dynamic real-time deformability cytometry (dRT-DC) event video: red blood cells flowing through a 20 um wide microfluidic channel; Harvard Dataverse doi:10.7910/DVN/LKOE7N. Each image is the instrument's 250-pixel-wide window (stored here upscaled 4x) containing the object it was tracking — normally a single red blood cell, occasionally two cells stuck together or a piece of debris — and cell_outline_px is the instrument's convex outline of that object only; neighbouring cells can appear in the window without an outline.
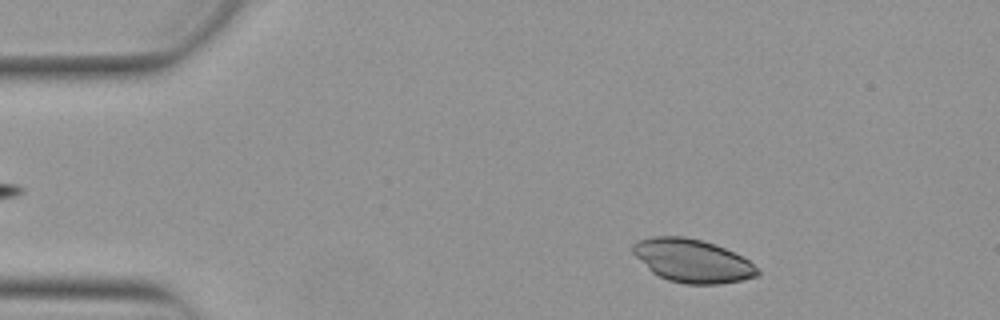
{"species": "Egyptian fruit bat (a non-hibernating species)", "species_latin": "Rousettus aegyptiacus", "temperature_condition": "warm", "stored_images_in_passage": 7, "camera_frame_rate_fps": 3000, "um_per_image_px": 0.085, "animal": {"sex": "female"}, "frame": {"image": 1, "passage_image": 5, "time_ms": 1.333, "image_size_px": [1000, 320], "cell_outline_px": [[760, 272], [756, 276], [740, 280], [720, 284], [684, 284], [668, 280], [652, 272], [632, 252], [632, 244], [640, 240], [652, 236], [684, 236], [700, 240], [724, 248], [748, 260], [760, 268]], "centroid_in_image_um": [58.85, 22.17], "position_along_channel_um": 26.2, "area_um2": 31.1}}